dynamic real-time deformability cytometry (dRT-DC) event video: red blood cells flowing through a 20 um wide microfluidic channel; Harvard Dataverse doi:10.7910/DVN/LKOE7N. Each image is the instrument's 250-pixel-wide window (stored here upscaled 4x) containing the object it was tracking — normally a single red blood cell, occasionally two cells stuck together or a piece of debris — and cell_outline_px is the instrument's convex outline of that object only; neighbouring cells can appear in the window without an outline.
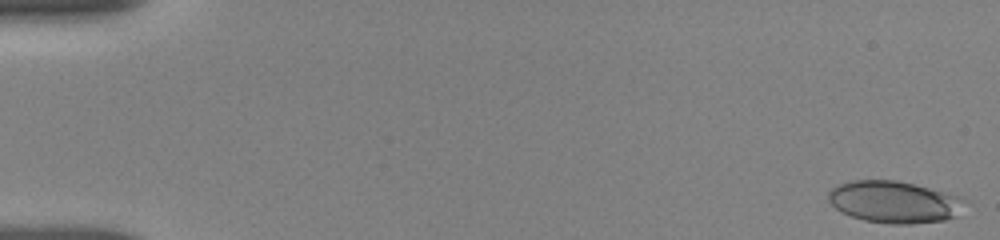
{"species": "human", "species_latin": "Homo sapiens", "temperature_condition": "room temperature", "stored_images_in_passage": 29, "camera_frame_rate_fps": 3000, "um_per_image_px": 0.085, "donor": {"sex": "female"}, "frame": {"image": 1, "passage_image": 1, "time_ms": 0.0, "image_size_px": [1000, 240], "cell_outline_px": [[960, 196], [956, 216], [944, 220], [908, 224], [892, 224], [864, 220], [840, 212], [828, 200], [828, 192], [832, 188], [840, 184], [852, 180], [896, 180]], "centroid_in_image_um": [75.89, 17.16], "position_along_channel_um": 9.1, "area_um2": 32.54}}
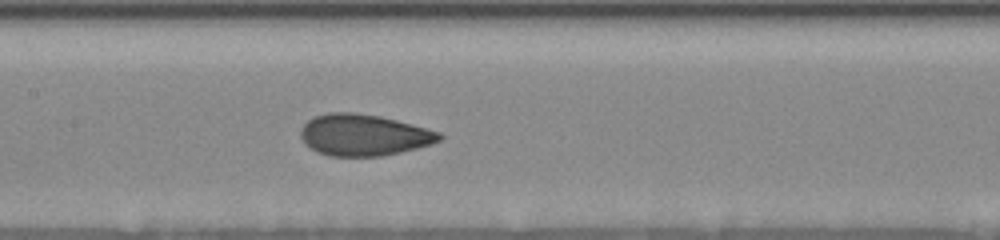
{"frame": {"image": 2, "passage_image": 17, "time_ms": 8.333, "image_size_px": [1000, 240], "cell_outline_px": [[444, 136], [440, 140], [432, 144], [400, 152], [380, 156], [328, 156], [316, 152], [304, 144], [300, 136], [300, 132], [304, 124], [308, 120], [316, 116], [328, 112], [352, 112], [380, 116], [412, 124], [440, 132]], "centroid_in_image_um": [30.9, 11.48], "position_along_channel_um": 176.5, "area_um2": 33.58}}
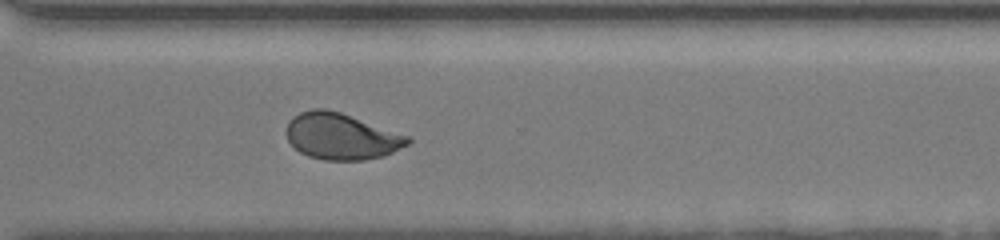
{"frame": {"image": 3, "passage_image": 29, "time_ms": 12.667, "image_size_px": [1000, 240], "cell_outline_px": [[412, 140], [408, 144], [392, 152], [380, 156], [364, 160], [324, 160], [308, 156], [300, 152], [288, 140], [284, 132], [288, 120], [292, 116], [300, 112], [312, 108], [328, 108], [340, 112], [408, 136]], "centroid_in_image_um": [28.94, 11.57], "position_along_channel_um": 341.7, "area_um2": 32.71}}